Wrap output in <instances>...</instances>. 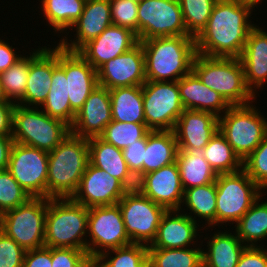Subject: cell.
I'll use <instances>...</instances> for the list:
<instances>
[{
    "instance_id": "cell-45",
    "label": "cell",
    "mask_w": 267,
    "mask_h": 267,
    "mask_svg": "<svg viewBox=\"0 0 267 267\" xmlns=\"http://www.w3.org/2000/svg\"><path fill=\"white\" fill-rule=\"evenodd\" d=\"M26 250L0 230V267H22Z\"/></svg>"
},
{
    "instance_id": "cell-52",
    "label": "cell",
    "mask_w": 267,
    "mask_h": 267,
    "mask_svg": "<svg viewBox=\"0 0 267 267\" xmlns=\"http://www.w3.org/2000/svg\"><path fill=\"white\" fill-rule=\"evenodd\" d=\"M13 46L0 38V73L14 65L23 56L18 54Z\"/></svg>"
},
{
    "instance_id": "cell-17",
    "label": "cell",
    "mask_w": 267,
    "mask_h": 267,
    "mask_svg": "<svg viewBox=\"0 0 267 267\" xmlns=\"http://www.w3.org/2000/svg\"><path fill=\"white\" fill-rule=\"evenodd\" d=\"M219 130V117L184 109L173 129L179 151L201 152Z\"/></svg>"
},
{
    "instance_id": "cell-30",
    "label": "cell",
    "mask_w": 267,
    "mask_h": 267,
    "mask_svg": "<svg viewBox=\"0 0 267 267\" xmlns=\"http://www.w3.org/2000/svg\"><path fill=\"white\" fill-rule=\"evenodd\" d=\"M177 151L178 146L173 130L149 131L143 171L147 174L176 162Z\"/></svg>"
},
{
    "instance_id": "cell-53",
    "label": "cell",
    "mask_w": 267,
    "mask_h": 267,
    "mask_svg": "<svg viewBox=\"0 0 267 267\" xmlns=\"http://www.w3.org/2000/svg\"><path fill=\"white\" fill-rule=\"evenodd\" d=\"M13 143L12 136H0V170L8 167Z\"/></svg>"
},
{
    "instance_id": "cell-37",
    "label": "cell",
    "mask_w": 267,
    "mask_h": 267,
    "mask_svg": "<svg viewBox=\"0 0 267 267\" xmlns=\"http://www.w3.org/2000/svg\"><path fill=\"white\" fill-rule=\"evenodd\" d=\"M202 248H148L149 267H202Z\"/></svg>"
},
{
    "instance_id": "cell-21",
    "label": "cell",
    "mask_w": 267,
    "mask_h": 267,
    "mask_svg": "<svg viewBox=\"0 0 267 267\" xmlns=\"http://www.w3.org/2000/svg\"><path fill=\"white\" fill-rule=\"evenodd\" d=\"M112 24L109 0H86L81 16L71 28L76 31L74 40L70 43L62 37L58 44L67 51L78 52Z\"/></svg>"
},
{
    "instance_id": "cell-22",
    "label": "cell",
    "mask_w": 267,
    "mask_h": 267,
    "mask_svg": "<svg viewBox=\"0 0 267 267\" xmlns=\"http://www.w3.org/2000/svg\"><path fill=\"white\" fill-rule=\"evenodd\" d=\"M184 211L166 210L163 214L157 229V234L148 248H189L195 245V241L200 234L199 223L194 221Z\"/></svg>"
},
{
    "instance_id": "cell-4",
    "label": "cell",
    "mask_w": 267,
    "mask_h": 267,
    "mask_svg": "<svg viewBox=\"0 0 267 267\" xmlns=\"http://www.w3.org/2000/svg\"><path fill=\"white\" fill-rule=\"evenodd\" d=\"M87 226V207L71 198H48L45 247L74 248L87 252Z\"/></svg>"
},
{
    "instance_id": "cell-48",
    "label": "cell",
    "mask_w": 267,
    "mask_h": 267,
    "mask_svg": "<svg viewBox=\"0 0 267 267\" xmlns=\"http://www.w3.org/2000/svg\"><path fill=\"white\" fill-rule=\"evenodd\" d=\"M147 134L136 143L122 150L128 169L143 170L144 155L146 152Z\"/></svg>"
},
{
    "instance_id": "cell-41",
    "label": "cell",
    "mask_w": 267,
    "mask_h": 267,
    "mask_svg": "<svg viewBox=\"0 0 267 267\" xmlns=\"http://www.w3.org/2000/svg\"><path fill=\"white\" fill-rule=\"evenodd\" d=\"M217 0H179L187 33L196 38L206 27Z\"/></svg>"
},
{
    "instance_id": "cell-10",
    "label": "cell",
    "mask_w": 267,
    "mask_h": 267,
    "mask_svg": "<svg viewBox=\"0 0 267 267\" xmlns=\"http://www.w3.org/2000/svg\"><path fill=\"white\" fill-rule=\"evenodd\" d=\"M142 94L147 128L150 131L173 130L184 111L177 81H146Z\"/></svg>"
},
{
    "instance_id": "cell-11",
    "label": "cell",
    "mask_w": 267,
    "mask_h": 267,
    "mask_svg": "<svg viewBox=\"0 0 267 267\" xmlns=\"http://www.w3.org/2000/svg\"><path fill=\"white\" fill-rule=\"evenodd\" d=\"M87 237V254L90 260L106 251L132 243L126 233L118 204L88 208Z\"/></svg>"
},
{
    "instance_id": "cell-5",
    "label": "cell",
    "mask_w": 267,
    "mask_h": 267,
    "mask_svg": "<svg viewBox=\"0 0 267 267\" xmlns=\"http://www.w3.org/2000/svg\"><path fill=\"white\" fill-rule=\"evenodd\" d=\"M192 71L203 84L218 92L230 106L246 105L256 99L246 86L239 58L196 54Z\"/></svg>"
},
{
    "instance_id": "cell-34",
    "label": "cell",
    "mask_w": 267,
    "mask_h": 267,
    "mask_svg": "<svg viewBox=\"0 0 267 267\" xmlns=\"http://www.w3.org/2000/svg\"><path fill=\"white\" fill-rule=\"evenodd\" d=\"M261 199L262 196L234 226L235 233L246 246H258V241L267 238V201L261 202Z\"/></svg>"
},
{
    "instance_id": "cell-32",
    "label": "cell",
    "mask_w": 267,
    "mask_h": 267,
    "mask_svg": "<svg viewBox=\"0 0 267 267\" xmlns=\"http://www.w3.org/2000/svg\"><path fill=\"white\" fill-rule=\"evenodd\" d=\"M184 204L187 208L183 209ZM181 205L182 208L179 209L181 210V213L182 211L188 209L190 213L187 215L194 221H197L195 220L197 219L196 217H200L199 219L205 220V223L208 224V227L216 226L215 182L184 190L183 201ZM191 214H193L194 217Z\"/></svg>"
},
{
    "instance_id": "cell-9",
    "label": "cell",
    "mask_w": 267,
    "mask_h": 267,
    "mask_svg": "<svg viewBox=\"0 0 267 267\" xmlns=\"http://www.w3.org/2000/svg\"><path fill=\"white\" fill-rule=\"evenodd\" d=\"M47 205L48 198L31 197L0 215V230L25 250L44 247Z\"/></svg>"
},
{
    "instance_id": "cell-44",
    "label": "cell",
    "mask_w": 267,
    "mask_h": 267,
    "mask_svg": "<svg viewBox=\"0 0 267 267\" xmlns=\"http://www.w3.org/2000/svg\"><path fill=\"white\" fill-rule=\"evenodd\" d=\"M114 25L127 28L138 38V4L129 0H109Z\"/></svg>"
},
{
    "instance_id": "cell-18",
    "label": "cell",
    "mask_w": 267,
    "mask_h": 267,
    "mask_svg": "<svg viewBox=\"0 0 267 267\" xmlns=\"http://www.w3.org/2000/svg\"><path fill=\"white\" fill-rule=\"evenodd\" d=\"M121 181L90 162L71 199L87 208L117 204L120 198Z\"/></svg>"
},
{
    "instance_id": "cell-47",
    "label": "cell",
    "mask_w": 267,
    "mask_h": 267,
    "mask_svg": "<svg viewBox=\"0 0 267 267\" xmlns=\"http://www.w3.org/2000/svg\"><path fill=\"white\" fill-rule=\"evenodd\" d=\"M146 173L143 170L128 169L120 185V198L144 196Z\"/></svg>"
},
{
    "instance_id": "cell-35",
    "label": "cell",
    "mask_w": 267,
    "mask_h": 267,
    "mask_svg": "<svg viewBox=\"0 0 267 267\" xmlns=\"http://www.w3.org/2000/svg\"><path fill=\"white\" fill-rule=\"evenodd\" d=\"M85 3L86 0H41L40 6L49 26L55 32L67 33L81 16Z\"/></svg>"
},
{
    "instance_id": "cell-6",
    "label": "cell",
    "mask_w": 267,
    "mask_h": 267,
    "mask_svg": "<svg viewBox=\"0 0 267 267\" xmlns=\"http://www.w3.org/2000/svg\"><path fill=\"white\" fill-rule=\"evenodd\" d=\"M70 133L69 125L50 117L41 108L15 104L12 123L14 142L50 152Z\"/></svg>"
},
{
    "instance_id": "cell-27",
    "label": "cell",
    "mask_w": 267,
    "mask_h": 267,
    "mask_svg": "<svg viewBox=\"0 0 267 267\" xmlns=\"http://www.w3.org/2000/svg\"><path fill=\"white\" fill-rule=\"evenodd\" d=\"M51 87L46 101L40 107L52 118L65 122L70 127L76 118L67 97V80L65 70L58 64V45L53 47V74Z\"/></svg>"
},
{
    "instance_id": "cell-50",
    "label": "cell",
    "mask_w": 267,
    "mask_h": 267,
    "mask_svg": "<svg viewBox=\"0 0 267 267\" xmlns=\"http://www.w3.org/2000/svg\"><path fill=\"white\" fill-rule=\"evenodd\" d=\"M52 248L26 250L22 267H52Z\"/></svg>"
},
{
    "instance_id": "cell-36",
    "label": "cell",
    "mask_w": 267,
    "mask_h": 267,
    "mask_svg": "<svg viewBox=\"0 0 267 267\" xmlns=\"http://www.w3.org/2000/svg\"><path fill=\"white\" fill-rule=\"evenodd\" d=\"M201 153L217 174L235 173L243 169V161L219 130Z\"/></svg>"
},
{
    "instance_id": "cell-16",
    "label": "cell",
    "mask_w": 267,
    "mask_h": 267,
    "mask_svg": "<svg viewBox=\"0 0 267 267\" xmlns=\"http://www.w3.org/2000/svg\"><path fill=\"white\" fill-rule=\"evenodd\" d=\"M58 64L65 70L67 97L77 113L90 93L99 85L95 70L78 52L67 51L58 44Z\"/></svg>"
},
{
    "instance_id": "cell-19",
    "label": "cell",
    "mask_w": 267,
    "mask_h": 267,
    "mask_svg": "<svg viewBox=\"0 0 267 267\" xmlns=\"http://www.w3.org/2000/svg\"><path fill=\"white\" fill-rule=\"evenodd\" d=\"M138 42L134 32L112 24L98 37L85 44L78 53L97 70L107 61L130 50Z\"/></svg>"
},
{
    "instance_id": "cell-7",
    "label": "cell",
    "mask_w": 267,
    "mask_h": 267,
    "mask_svg": "<svg viewBox=\"0 0 267 267\" xmlns=\"http://www.w3.org/2000/svg\"><path fill=\"white\" fill-rule=\"evenodd\" d=\"M252 103L234 105L219 117V132L244 161L267 134V118Z\"/></svg>"
},
{
    "instance_id": "cell-14",
    "label": "cell",
    "mask_w": 267,
    "mask_h": 267,
    "mask_svg": "<svg viewBox=\"0 0 267 267\" xmlns=\"http://www.w3.org/2000/svg\"><path fill=\"white\" fill-rule=\"evenodd\" d=\"M117 204L131 242L149 246L156 237L166 209L146 196L125 197Z\"/></svg>"
},
{
    "instance_id": "cell-40",
    "label": "cell",
    "mask_w": 267,
    "mask_h": 267,
    "mask_svg": "<svg viewBox=\"0 0 267 267\" xmlns=\"http://www.w3.org/2000/svg\"><path fill=\"white\" fill-rule=\"evenodd\" d=\"M150 130L146 124L111 121L99 135L106 143L123 150L142 139Z\"/></svg>"
},
{
    "instance_id": "cell-25",
    "label": "cell",
    "mask_w": 267,
    "mask_h": 267,
    "mask_svg": "<svg viewBox=\"0 0 267 267\" xmlns=\"http://www.w3.org/2000/svg\"><path fill=\"white\" fill-rule=\"evenodd\" d=\"M239 59L243 66L246 86L256 97V89L267 83V31L255 25L249 32Z\"/></svg>"
},
{
    "instance_id": "cell-12",
    "label": "cell",
    "mask_w": 267,
    "mask_h": 267,
    "mask_svg": "<svg viewBox=\"0 0 267 267\" xmlns=\"http://www.w3.org/2000/svg\"><path fill=\"white\" fill-rule=\"evenodd\" d=\"M138 41L189 35L179 0H144L138 4Z\"/></svg>"
},
{
    "instance_id": "cell-42",
    "label": "cell",
    "mask_w": 267,
    "mask_h": 267,
    "mask_svg": "<svg viewBox=\"0 0 267 267\" xmlns=\"http://www.w3.org/2000/svg\"><path fill=\"white\" fill-rule=\"evenodd\" d=\"M30 198L7 169L0 170V215L26 203Z\"/></svg>"
},
{
    "instance_id": "cell-46",
    "label": "cell",
    "mask_w": 267,
    "mask_h": 267,
    "mask_svg": "<svg viewBox=\"0 0 267 267\" xmlns=\"http://www.w3.org/2000/svg\"><path fill=\"white\" fill-rule=\"evenodd\" d=\"M89 261L85 250L52 248V267H84Z\"/></svg>"
},
{
    "instance_id": "cell-39",
    "label": "cell",
    "mask_w": 267,
    "mask_h": 267,
    "mask_svg": "<svg viewBox=\"0 0 267 267\" xmlns=\"http://www.w3.org/2000/svg\"><path fill=\"white\" fill-rule=\"evenodd\" d=\"M29 67L30 55H23L14 65L0 73L1 90L7 101L17 104L23 98Z\"/></svg>"
},
{
    "instance_id": "cell-54",
    "label": "cell",
    "mask_w": 267,
    "mask_h": 267,
    "mask_svg": "<svg viewBox=\"0 0 267 267\" xmlns=\"http://www.w3.org/2000/svg\"><path fill=\"white\" fill-rule=\"evenodd\" d=\"M241 4H246L251 6L252 8L257 7L258 4L262 3L263 0H234Z\"/></svg>"
},
{
    "instance_id": "cell-24",
    "label": "cell",
    "mask_w": 267,
    "mask_h": 267,
    "mask_svg": "<svg viewBox=\"0 0 267 267\" xmlns=\"http://www.w3.org/2000/svg\"><path fill=\"white\" fill-rule=\"evenodd\" d=\"M183 194L184 189L176 162L146 174L144 196L166 210H179Z\"/></svg>"
},
{
    "instance_id": "cell-38",
    "label": "cell",
    "mask_w": 267,
    "mask_h": 267,
    "mask_svg": "<svg viewBox=\"0 0 267 267\" xmlns=\"http://www.w3.org/2000/svg\"><path fill=\"white\" fill-rule=\"evenodd\" d=\"M111 253L115 255L111 256ZM92 260L97 267H149L148 246L131 243L106 251Z\"/></svg>"
},
{
    "instance_id": "cell-26",
    "label": "cell",
    "mask_w": 267,
    "mask_h": 267,
    "mask_svg": "<svg viewBox=\"0 0 267 267\" xmlns=\"http://www.w3.org/2000/svg\"><path fill=\"white\" fill-rule=\"evenodd\" d=\"M177 83L184 109L210 112L220 117L230 107L218 92L203 84L193 71Z\"/></svg>"
},
{
    "instance_id": "cell-2",
    "label": "cell",
    "mask_w": 267,
    "mask_h": 267,
    "mask_svg": "<svg viewBox=\"0 0 267 267\" xmlns=\"http://www.w3.org/2000/svg\"><path fill=\"white\" fill-rule=\"evenodd\" d=\"M144 50L146 81H178L192 71L197 54L190 35L140 41Z\"/></svg>"
},
{
    "instance_id": "cell-20",
    "label": "cell",
    "mask_w": 267,
    "mask_h": 267,
    "mask_svg": "<svg viewBox=\"0 0 267 267\" xmlns=\"http://www.w3.org/2000/svg\"><path fill=\"white\" fill-rule=\"evenodd\" d=\"M112 121L109 89L98 85L76 113L71 133L82 138L99 137Z\"/></svg>"
},
{
    "instance_id": "cell-49",
    "label": "cell",
    "mask_w": 267,
    "mask_h": 267,
    "mask_svg": "<svg viewBox=\"0 0 267 267\" xmlns=\"http://www.w3.org/2000/svg\"><path fill=\"white\" fill-rule=\"evenodd\" d=\"M260 245L247 246L236 267H267V249Z\"/></svg>"
},
{
    "instance_id": "cell-28",
    "label": "cell",
    "mask_w": 267,
    "mask_h": 267,
    "mask_svg": "<svg viewBox=\"0 0 267 267\" xmlns=\"http://www.w3.org/2000/svg\"><path fill=\"white\" fill-rule=\"evenodd\" d=\"M215 232L207 241L208 251L202 250V267H236L247 247L234 232Z\"/></svg>"
},
{
    "instance_id": "cell-55",
    "label": "cell",
    "mask_w": 267,
    "mask_h": 267,
    "mask_svg": "<svg viewBox=\"0 0 267 267\" xmlns=\"http://www.w3.org/2000/svg\"><path fill=\"white\" fill-rule=\"evenodd\" d=\"M84 267H97L93 260H90Z\"/></svg>"
},
{
    "instance_id": "cell-31",
    "label": "cell",
    "mask_w": 267,
    "mask_h": 267,
    "mask_svg": "<svg viewBox=\"0 0 267 267\" xmlns=\"http://www.w3.org/2000/svg\"><path fill=\"white\" fill-rule=\"evenodd\" d=\"M176 163L184 190L210 184L217 179L218 174L205 160L201 152L178 150Z\"/></svg>"
},
{
    "instance_id": "cell-13",
    "label": "cell",
    "mask_w": 267,
    "mask_h": 267,
    "mask_svg": "<svg viewBox=\"0 0 267 267\" xmlns=\"http://www.w3.org/2000/svg\"><path fill=\"white\" fill-rule=\"evenodd\" d=\"M7 170L31 197L47 198V151L14 142Z\"/></svg>"
},
{
    "instance_id": "cell-56",
    "label": "cell",
    "mask_w": 267,
    "mask_h": 267,
    "mask_svg": "<svg viewBox=\"0 0 267 267\" xmlns=\"http://www.w3.org/2000/svg\"><path fill=\"white\" fill-rule=\"evenodd\" d=\"M3 100H6V99H5L3 92L1 90V83H0V101H3Z\"/></svg>"
},
{
    "instance_id": "cell-1",
    "label": "cell",
    "mask_w": 267,
    "mask_h": 267,
    "mask_svg": "<svg viewBox=\"0 0 267 267\" xmlns=\"http://www.w3.org/2000/svg\"><path fill=\"white\" fill-rule=\"evenodd\" d=\"M252 9L234 0H217L206 27L195 38L197 54L239 58L255 26L249 20Z\"/></svg>"
},
{
    "instance_id": "cell-3",
    "label": "cell",
    "mask_w": 267,
    "mask_h": 267,
    "mask_svg": "<svg viewBox=\"0 0 267 267\" xmlns=\"http://www.w3.org/2000/svg\"><path fill=\"white\" fill-rule=\"evenodd\" d=\"M89 162L88 139L70 133L48 152L47 198H71Z\"/></svg>"
},
{
    "instance_id": "cell-23",
    "label": "cell",
    "mask_w": 267,
    "mask_h": 267,
    "mask_svg": "<svg viewBox=\"0 0 267 267\" xmlns=\"http://www.w3.org/2000/svg\"><path fill=\"white\" fill-rule=\"evenodd\" d=\"M32 53V54H31ZM30 53V67L23 98L17 103L24 107H41L46 101L53 74V49L41 47Z\"/></svg>"
},
{
    "instance_id": "cell-43",
    "label": "cell",
    "mask_w": 267,
    "mask_h": 267,
    "mask_svg": "<svg viewBox=\"0 0 267 267\" xmlns=\"http://www.w3.org/2000/svg\"><path fill=\"white\" fill-rule=\"evenodd\" d=\"M243 170L261 189H267V134L243 161Z\"/></svg>"
},
{
    "instance_id": "cell-29",
    "label": "cell",
    "mask_w": 267,
    "mask_h": 267,
    "mask_svg": "<svg viewBox=\"0 0 267 267\" xmlns=\"http://www.w3.org/2000/svg\"><path fill=\"white\" fill-rule=\"evenodd\" d=\"M109 94L113 121L145 124L142 86L117 87Z\"/></svg>"
},
{
    "instance_id": "cell-15",
    "label": "cell",
    "mask_w": 267,
    "mask_h": 267,
    "mask_svg": "<svg viewBox=\"0 0 267 267\" xmlns=\"http://www.w3.org/2000/svg\"><path fill=\"white\" fill-rule=\"evenodd\" d=\"M98 83L107 89L142 86L146 82L144 50L139 41L127 52L97 69Z\"/></svg>"
},
{
    "instance_id": "cell-33",
    "label": "cell",
    "mask_w": 267,
    "mask_h": 267,
    "mask_svg": "<svg viewBox=\"0 0 267 267\" xmlns=\"http://www.w3.org/2000/svg\"><path fill=\"white\" fill-rule=\"evenodd\" d=\"M88 145L90 163L122 181L128 170L122 150L99 137L89 138Z\"/></svg>"
},
{
    "instance_id": "cell-57",
    "label": "cell",
    "mask_w": 267,
    "mask_h": 267,
    "mask_svg": "<svg viewBox=\"0 0 267 267\" xmlns=\"http://www.w3.org/2000/svg\"><path fill=\"white\" fill-rule=\"evenodd\" d=\"M129 1H132V2H135V3H137V4H140L142 1H144V0H129Z\"/></svg>"
},
{
    "instance_id": "cell-51",
    "label": "cell",
    "mask_w": 267,
    "mask_h": 267,
    "mask_svg": "<svg viewBox=\"0 0 267 267\" xmlns=\"http://www.w3.org/2000/svg\"><path fill=\"white\" fill-rule=\"evenodd\" d=\"M15 103L0 101V136H12L13 109Z\"/></svg>"
},
{
    "instance_id": "cell-8",
    "label": "cell",
    "mask_w": 267,
    "mask_h": 267,
    "mask_svg": "<svg viewBox=\"0 0 267 267\" xmlns=\"http://www.w3.org/2000/svg\"><path fill=\"white\" fill-rule=\"evenodd\" d=\"M216 185V226L235 224L262 196V189L242 169L218 174Z\"/></svg>"
}]
</instances>
